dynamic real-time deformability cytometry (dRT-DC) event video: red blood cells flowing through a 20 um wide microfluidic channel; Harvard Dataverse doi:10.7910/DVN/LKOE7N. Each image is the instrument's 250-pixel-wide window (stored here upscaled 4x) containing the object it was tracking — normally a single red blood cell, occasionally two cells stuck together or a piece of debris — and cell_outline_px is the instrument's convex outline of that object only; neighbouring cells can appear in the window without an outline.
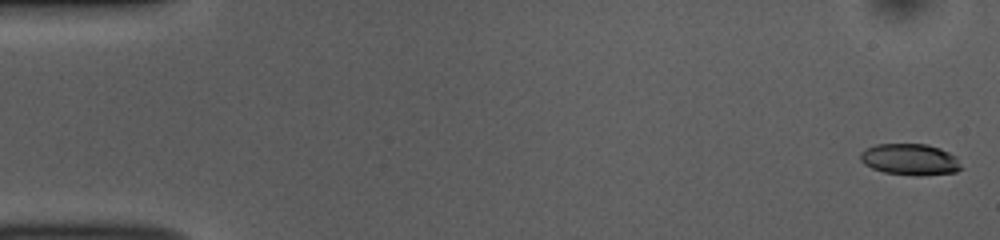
{"species": "common noctule bat (a hibernating species)", "species_latin": "Nyctalus noctula", "temperature_condition": "room temperature", "stored_images_in_passage": 52, "camera_frame_rate_fps": 3000, "um_per_image_px": 0.085, "animal": {"sex": "female", "body_mass_g": 10.0, "forearm_length_mm": 53.1}, "frame": {"image": 1, "passage_image": 1, "time_ms": 0.0, "image_size_px": [1000, 240], "cell_outline_px": [[964, 168], [956, 172], [920, 176], [916, 176], [884, 172], [872, 168], [864, 164], [860, 160], [860, 152], [864, 148], [876, 144], [928, 144], [940, 148], [956, 156]], "centroid_in_image_um": [77.36, 13.55], "position_along_channel_um": 7.6, "area_um2": 18.73}}
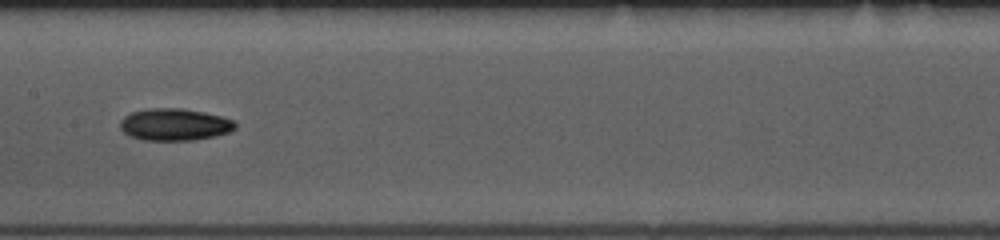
{"frame": {"image": 2, "passage_image": 26, "time_ms": 8.333, "image_size_px": [1000, 240], "cell_outline_px": [[236, 128], [228, 132], [216, 136], [192, 140], [144, 140], [128, 136], [120, 128], [120, 120], [124, 116], [132, 112], [148, 108], [184, 108], [204, 112], [236, 120]], "centroid_in_image_um": [14.84, 10.58], "position_along_channel_um": 192.6, "area_um2": 21.68}}
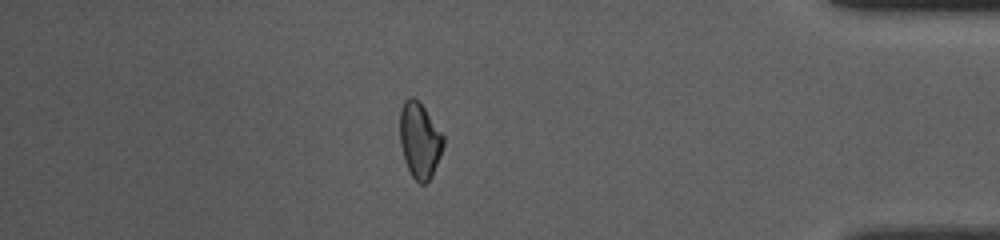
{"frame": {"image": 3, "passage_image": 45, "time_ms": 14.667, "image_size_px": [1000, 240], "cell_outline_px": [[444, 148], [432, 176], [424, 184], [420, 184], [412, 176], [404, 160], [400, 144], [400, 108], [404, 100], [408, 96], [412, 96], [420, 100], [444, 136]], "centroid_in_image_um": [35.67, 11.88], "position_along_channel_um": 399.5, "area_um2": 19.54}, "authors_computed_cell_mechanics": {"area_um2": 19.7676, "velocity_mm_per_s": 3.852, "shape_relaxation_time_tau1_ms": 3.7192, "shape_relaxation_time_tau2_ms": null, "deformation_change_tau1": 0.1169, "deformation_change_tau2": null}}